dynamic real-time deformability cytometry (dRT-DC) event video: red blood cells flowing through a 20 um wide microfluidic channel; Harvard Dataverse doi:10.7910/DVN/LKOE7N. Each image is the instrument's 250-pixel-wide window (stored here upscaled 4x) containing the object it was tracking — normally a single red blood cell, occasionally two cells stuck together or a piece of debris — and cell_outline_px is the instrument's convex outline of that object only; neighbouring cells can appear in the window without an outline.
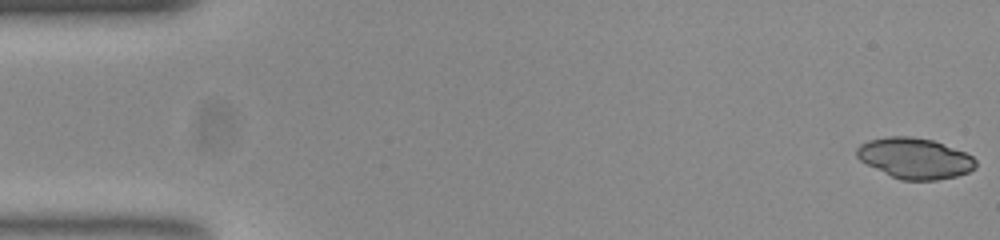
{"species": "common noctule bat (a hibernating species)", "species_latin": "Nyctalus noctula", "temperature_condition": "room temperature", "stored_images_in_passage": 52, "camera_frame_rate_fps": 3000, "um_per_image_px": 0.085, "animal": {"sex": "female", "body_mass_g": 23.0, "forearm_length_mm": 53.4}, "frame": {"image": 1, "passage_image": 1, "time_ms": 0.0, "image_size_px": [1000, 240], "cell_outline_px": [[976, 168], [968, 172], [956, 176], [936, 180], [900, 180], [860, 160], [856, 156], [856, 148], [860, 144], [868, 140], [888, 136], [912, 136], [932, 140], [964, 152], [972, 156], [976, 160]], "centroid_in_image_um": [77.76, 13.44], "position_along_channel_um": 7.2, "area_um2": 28.03}}